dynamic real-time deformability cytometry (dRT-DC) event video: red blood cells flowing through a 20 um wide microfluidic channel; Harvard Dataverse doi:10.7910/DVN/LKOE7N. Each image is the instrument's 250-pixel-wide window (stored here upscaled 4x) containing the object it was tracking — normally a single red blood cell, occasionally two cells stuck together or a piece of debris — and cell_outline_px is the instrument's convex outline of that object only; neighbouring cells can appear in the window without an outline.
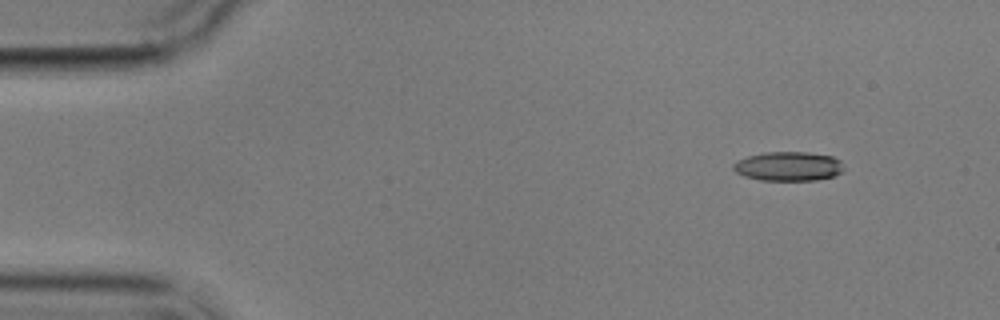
{"species": "common noctule bat (a hibernating species)", "species_latin": "Nyctalus noctula", "temperature_condition": "cold", "stored_images_in_passage": 3, "camera_frame_rate_fps": 3000, "um_per_image_px": 0.085, "animal": {"sex": "male", "body_mass_g": 17.9}, "frame": {"image": 1, "passage_image": 3, "time_ms": 3.333, "image_size_px": [1000, 320], "cell_outline_px": [[844, 168], [840, 172], [832, 176], [816, 180], [760, 180], [744, 176], [736, 172], [732, 168], [732, 164], [736, 160], [748, 156], [764, 152], [808, 152], [832, 156], [840, 160]], "centroid_in_image_um": [66.98, 14.13], "position_along_channel_um": 18.0, "area_um2": 18.84}}